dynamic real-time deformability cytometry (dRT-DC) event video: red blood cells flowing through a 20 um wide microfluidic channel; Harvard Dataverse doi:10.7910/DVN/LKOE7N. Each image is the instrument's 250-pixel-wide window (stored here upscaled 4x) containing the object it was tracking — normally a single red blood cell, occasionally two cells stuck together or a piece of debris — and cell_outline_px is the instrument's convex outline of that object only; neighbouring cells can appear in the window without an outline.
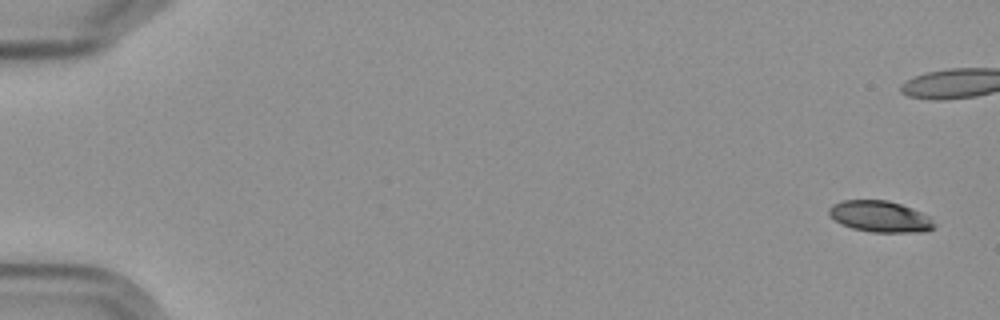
{"species": "Egyptian fruit bat (a non-hibernating species)", "species_latin": "Rousettus aegyptiacus", "temperature_condition": "cold", "stored_images_in_passage": 6, "camera_frame_rate_fps": 3000, "um_per_image_px": 0.085, "frame": {"image": 1, "passage_image": 1, "time_ms": 0.0, "image_size_px": [1000, 320], "cell_outline_px": [[936, 224], [932, 228], [924, 232], [872, 232], [852, 228], [836, 220], [828, 212], [828, 208], [832, 204], [844, 200], [888, 200], [912, 208], [932, 216]], "centroid_in_image_um": [74.86, 18.4], "position_along_channel_um": 10.1, "area_um2": 19.19}}